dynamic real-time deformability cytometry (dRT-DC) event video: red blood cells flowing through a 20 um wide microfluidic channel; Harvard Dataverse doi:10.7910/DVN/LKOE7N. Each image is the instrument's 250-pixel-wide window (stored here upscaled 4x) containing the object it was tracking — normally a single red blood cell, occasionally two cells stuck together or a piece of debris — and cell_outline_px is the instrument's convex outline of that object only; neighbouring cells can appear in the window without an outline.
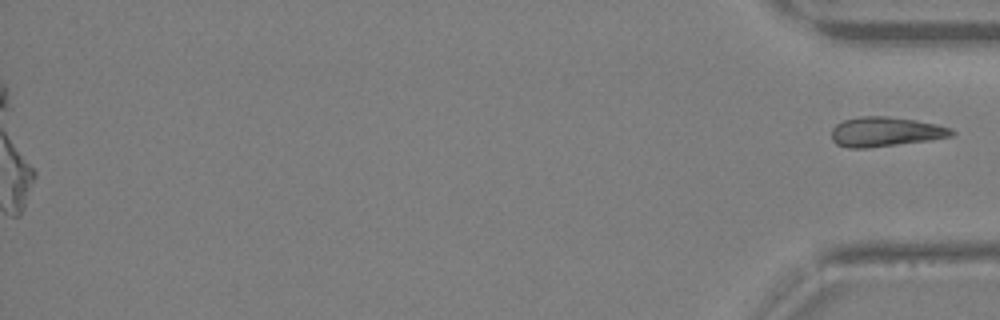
{"species": "Egyptian fruit bat (a non-hibernating species)", "species_latin": "Rousettus aegyptiacus", "temperature_condition": "warm", "stored_images_in_passage": 33, "camera_frame_rate_fps": 3000, "um_per_image_px": 0.085, "animal": {"sex": "female"}, "frame": {"image": 1, "passage_image": 33, "time_ms": 10.667, "image_size_px": [1000, 320], "cell_outline_px": [[956, 132], [952, 136], [928, 140], [868, 148], [848, 148], [836, 144], [832, 140], [832, 128], [836, 124], [844, 120], [860, 116], [888, 116], [916, 120], [936, 124], [952, 128]], "centroid_in_image_um": [75.25, 11.2], "position_along_channel_um": 359.9, "area_um2": 20.75}}